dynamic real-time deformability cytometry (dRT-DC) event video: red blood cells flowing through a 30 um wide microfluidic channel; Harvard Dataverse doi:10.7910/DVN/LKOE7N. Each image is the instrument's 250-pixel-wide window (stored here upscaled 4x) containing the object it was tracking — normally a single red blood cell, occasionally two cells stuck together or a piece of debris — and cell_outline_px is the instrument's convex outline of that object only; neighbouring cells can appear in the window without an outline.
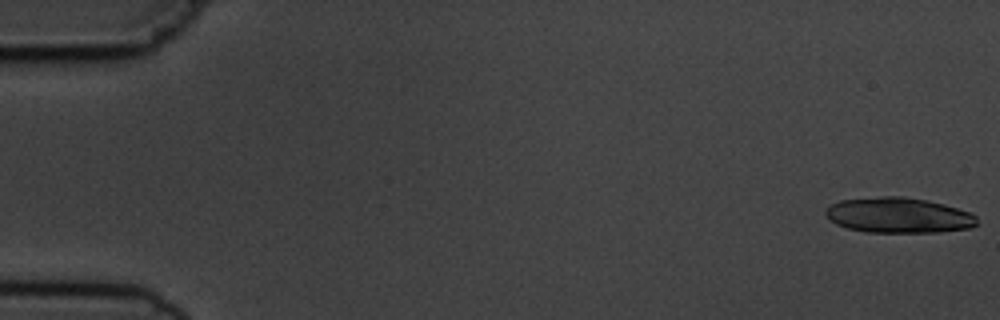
{"species": "common noctule bat (a hibernating species)", "species_latin": "Nyctalus noctula", "temperature_condition": "cold", "stored_images_in_passage": 10, "camera_frame_rate_fps": 3000, "um_per_image_px": 0.085, "animal": {"sex": "male", "body_mass_g": 19.5, "forearm_length_mm": 54.6}, "frame": {"image": 1, "passage_image": 1, "time_ms": 0.0, "image_size_px": [1000, 320], "cell_outline_px": [[976, 224], [972, 228], [940, 232], [864, 232], [848, 228], [836, 224], [824, 212], [832, 204], [840, 200], [880, 196], [904, 196], [944, 204], [972, 212], [976, 216]], "centroid_in_image_um": [76.41, 18.3], "position_along_channel_um": 8.6, "area_um2": 31.21}}
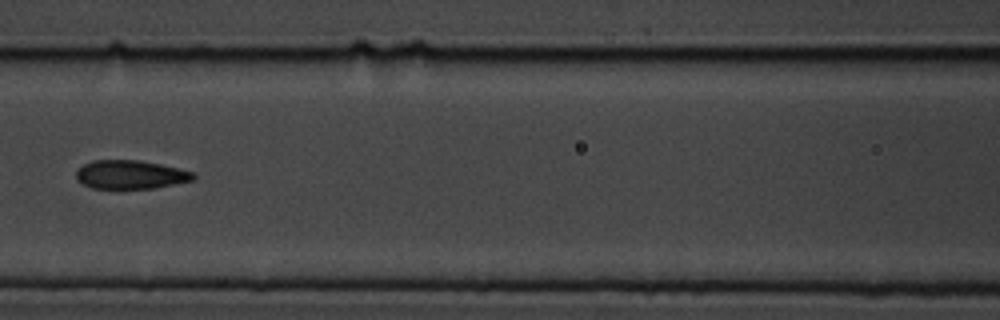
{"frame": {"image": 2, "passage_image": 7, "time_ms": 8.0, "image_size_px": [1000, 320], "cell_outline_px": [[196, 176], [192, 180], [152, 188], [92, 188], [76, 180], [76, 172], [84, 164], [92, 160], [140, 160], [160, 164], [196, 172]], "centroid_in_image_um": [11.09, 14.83], "position_along_channel_um": 155.5, "area_um2": 19.42}}
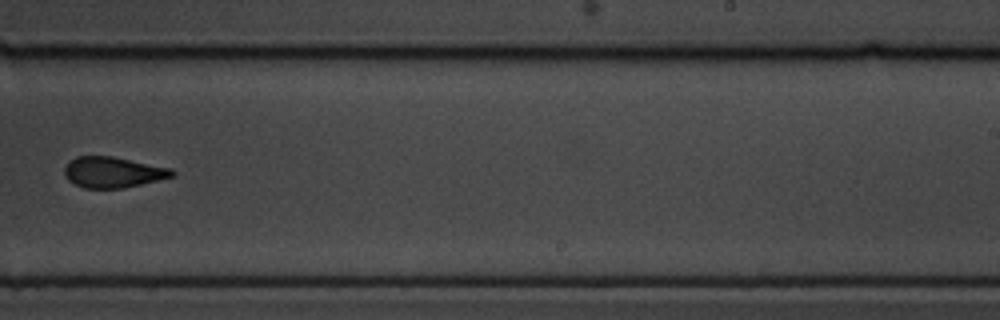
{"frame": {"image": 3, "passage_image": 10, "time_ms": 11.333, "image_size_px": [1000, 320], "cell_outline_px": [[176, 176], [124, 188], [84, 188], [68, 180], [64, 176], [64, 168], [68, 160], [76, 156], [112, 156], [172, 168], [176, 172]], "centroid_in_image_um": [9.6, 14.63], "position_along_channel_um": 279.4, "area_um2": 19.54}}